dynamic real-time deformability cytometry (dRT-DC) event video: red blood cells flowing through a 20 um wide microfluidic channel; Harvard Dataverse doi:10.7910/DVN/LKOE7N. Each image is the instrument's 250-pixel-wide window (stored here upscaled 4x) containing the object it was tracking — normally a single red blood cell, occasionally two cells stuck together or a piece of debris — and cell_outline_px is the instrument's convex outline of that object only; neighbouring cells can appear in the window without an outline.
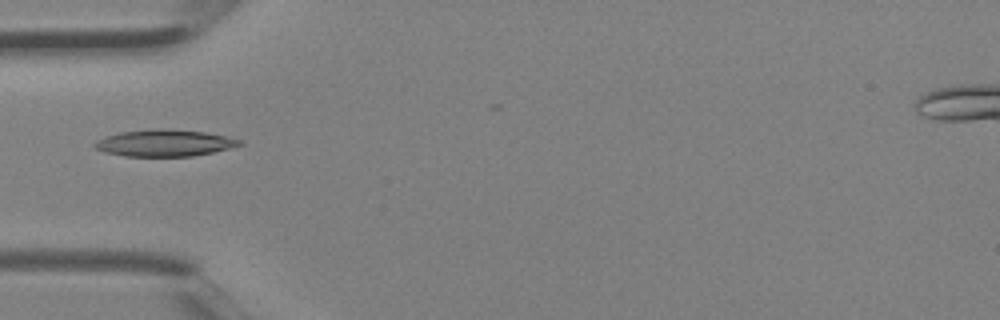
{"species": "Egyptian fruit bat (a non-hibernating species)", "species_latin": "Rousettus aegyptiacus", "temperature_condition": "room temperature", "stored_images_in_passage": 4, "camera_frame_rate_fps": 3000, "um_per_image_px": 0.085, "animal": {"sex": "female"}, "frame": {"image": 1, "passage_image": 4, "time_ms": 1.0, "image_size_px": [1000, 320], "cell_outline_px": [[244, 144], [212, 152], [192, 156], [124, 156], [104, 152], [96, 148], [92, 144], [96, 140], [104, 136], [120, 132], [204, 132], [244, 140]], "centroid_in_image_um": [13.97, 12.21], "position_along_channel_um": 71.0, "area_um2": 21.27}}